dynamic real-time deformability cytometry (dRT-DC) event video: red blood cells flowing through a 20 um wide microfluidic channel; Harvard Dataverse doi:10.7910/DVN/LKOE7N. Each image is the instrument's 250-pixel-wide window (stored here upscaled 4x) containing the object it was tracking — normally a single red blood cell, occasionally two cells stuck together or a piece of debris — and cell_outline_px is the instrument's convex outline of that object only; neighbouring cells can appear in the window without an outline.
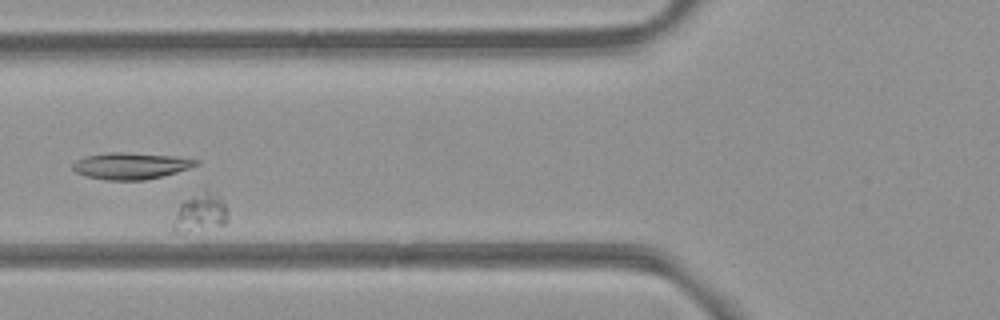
{"species": "common noctule bat (a hibernating species)", "species_latin": "Nyctalus noctula", "temperature_condition": "room temperature", "stored_images_in_passage": 7, "camera_frame_rate_fps": 3000, "um_per_image_px": 0.085, "animal": {"sex": "female", "body_mass_g": 21.9}, "frame": {"image": 1, "passage_image": 5, "time_ms": 1.333, "image_size_px": [1000, 320], "cell_outline_px": [[228, 220], [224, 224], [184, 232], [172, 232], [172, 220], [180, 204], [204, 188], [208, 188], [220, 192], [228, 208]], "centroid_in_image_um": [17.07, 18.01], "position_along_channel_um": 108.7, "area_um2": 12.72}}
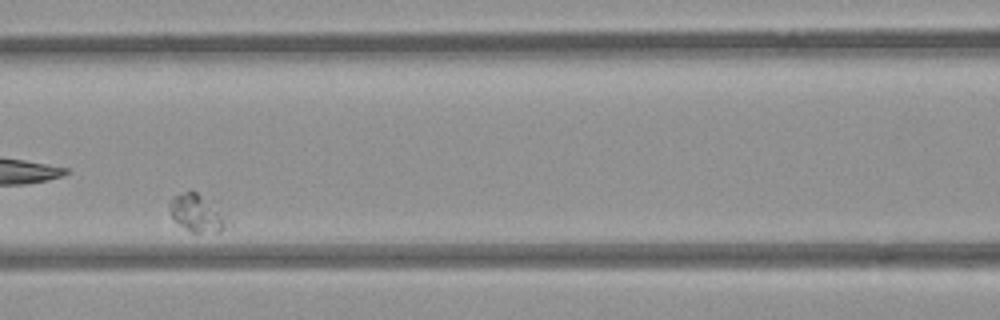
{"frame": {"image": 2, "passage_image": 6, "time_ms": 1.667, "image_size_px": [1000, 320], "cell_outline_px": [[224, 228], [220, 232], [192, 232], [180, 224], [172, 216], [168, 204], [176, 196], [192, 188], [224, 220]], "centroid_in_image_um": [16.61, 18.12], "position_along_channel_um": 150.0, "area_um2": 11.21}}
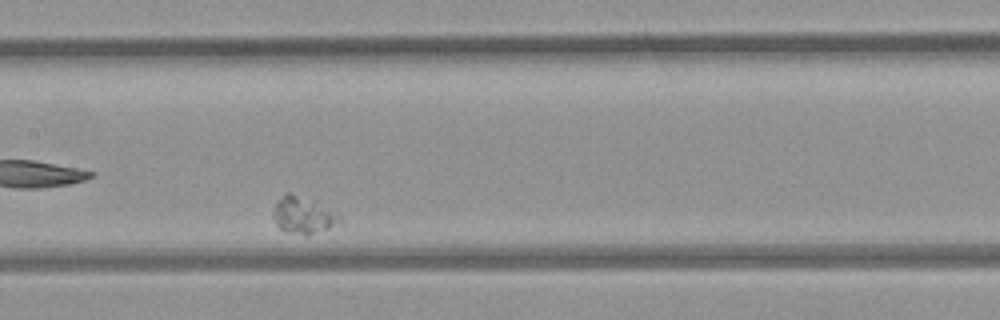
{"frame": {"image": 3, "passage_image": 7, "time_ms": 2.0, "image_size_px": [1000, 320], "cell_outline_px": [[340, 224], [328, 228], [312, 232], [300, 232], [280, 228], [276, 224], [272, 216], [272, 212], [276, 200], [284, 192], [292, 192], [316, 200], [340, 212]], "centroid_in_image_um": [25.79, 18.17], "position_along_channel_um": 181.6, "area_um2": 14.33}}